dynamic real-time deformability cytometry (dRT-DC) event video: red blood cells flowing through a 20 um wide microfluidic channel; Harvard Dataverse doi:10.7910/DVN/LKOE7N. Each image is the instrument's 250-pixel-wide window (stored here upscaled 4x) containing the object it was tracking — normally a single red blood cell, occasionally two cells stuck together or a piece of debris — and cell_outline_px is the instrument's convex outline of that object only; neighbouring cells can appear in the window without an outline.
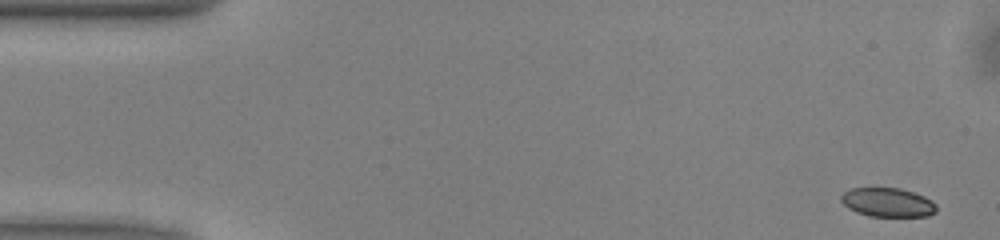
{"species": "common noctule bat (a hibernating species)", "species_latin": "Nyctalus noctula", "temperature_condition": "warm", "stored_images_in_passage": 50, "camera_frame_rate_fps": 3000, "um_per_image_px": 0.085, "animal": {"sex": "male", "body_mass_g": 13.0, "forearm_length_mm": 53.1}, "frame": {"image": 1, "passage_image": 1, "time_ms": 0.0, "image_size_px": [1000, 240], "cell_outline_px": [[936, 212], [928, 216], [868, 216], [856, 212], [848, 208], [840, 200], [840, 196], [848, 188], [900, 188], [924, 196], [932, 200], [936, 204]], "centroid_in_image_um": [75.44, 17.2], "position_along_channel_um": 9.6, "area_um2": 16.18}}
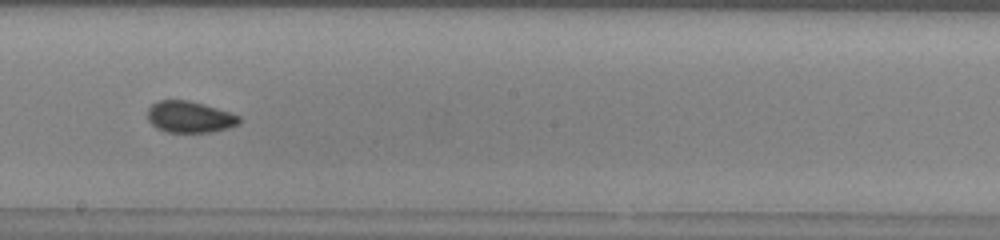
{"frame": {"image": 2, "passage_image": 27, "time_ms": 8.667, "image_size_px": [1000, 240], "cell_outline_px": [[240, 124], [228, 128], [212, 132], [168, 132], [156, 128], [148, 120], [148, 108], [152, 104], [160, 100], [188, 100], [204, 104], [232, 112], [240, 116]], "centroid_in_image_um": [16.15, 9.94], "position_along_channel_um": 232.1, "area_um2": 16.94}}
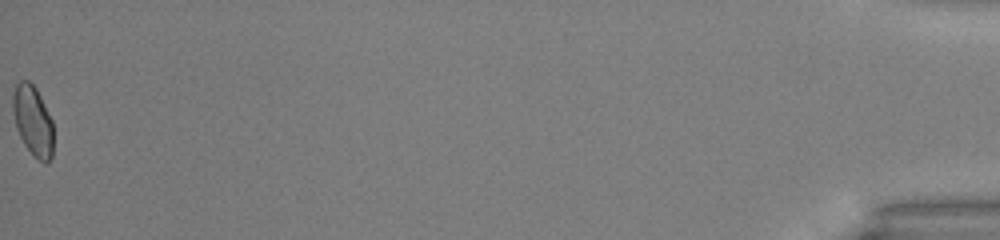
{"frame": {"image": 3, "passage_image": 50, "time_ms": 16.333, "image_size_px": [1000, 240], "cell_outline_px": [[52, 160], [48, 164], [44, 164], [24, 144], [16, 128], [12, 108], [12, 96], [16, 84], [20, 80], [28, 80], [36, 88], [52, 120]], "centroid_in_image_um": [2.79, 10.25], "position_along_channel_um": 432.4, "area_um2": 16.47}, "authors_computed_cell_mechanics": {"area_um2": 16.9643, "velocity_mm_per_s": 4.0521, "shape_relaxation_time_tau1_ms": 3.1219, "shape_relaxation_time_tau2_ms": 1.9476, "deformation_change_tau1": 0.0697, "deformation_change_tau2": 0.0449}}